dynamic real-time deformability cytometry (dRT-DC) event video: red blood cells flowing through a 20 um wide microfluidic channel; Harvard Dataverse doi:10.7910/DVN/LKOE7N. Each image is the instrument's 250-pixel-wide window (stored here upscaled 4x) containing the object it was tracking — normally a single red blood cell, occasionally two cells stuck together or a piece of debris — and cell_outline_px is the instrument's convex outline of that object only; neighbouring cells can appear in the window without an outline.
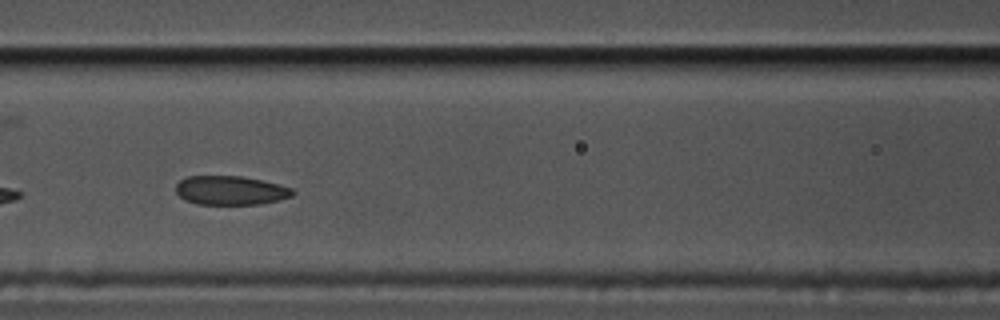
{"species": "common noctule bat (a hibernating species)", "species_latin": "Nyctalus noctula", "temperature_condition": "cold", "stored_images_in_passage": 15, "camera_frame_rate_fps": 3000, "um_per_image_px": 0.085, "animal": {"sex": "male", "body_mass_g": 17.5, "forearm_length_mm": 52.3}, "frame": {"image": 1, "passage_image": 9, "time_ms": 2.667, "image_size_px": [1000, 320], "cell_outline_px": [[296, 192], [292, 196], [280, 200], [260, 204], [196, 204], [184, 200], [176, 192], [176, 184], [180, 180], [188, 176], [240, 176], [260, 180], [292, 188]], "centroid_in_image_um": [19.58, 16.19], "position_along_channel_um": 147.0, "area_um2": 19.71}}